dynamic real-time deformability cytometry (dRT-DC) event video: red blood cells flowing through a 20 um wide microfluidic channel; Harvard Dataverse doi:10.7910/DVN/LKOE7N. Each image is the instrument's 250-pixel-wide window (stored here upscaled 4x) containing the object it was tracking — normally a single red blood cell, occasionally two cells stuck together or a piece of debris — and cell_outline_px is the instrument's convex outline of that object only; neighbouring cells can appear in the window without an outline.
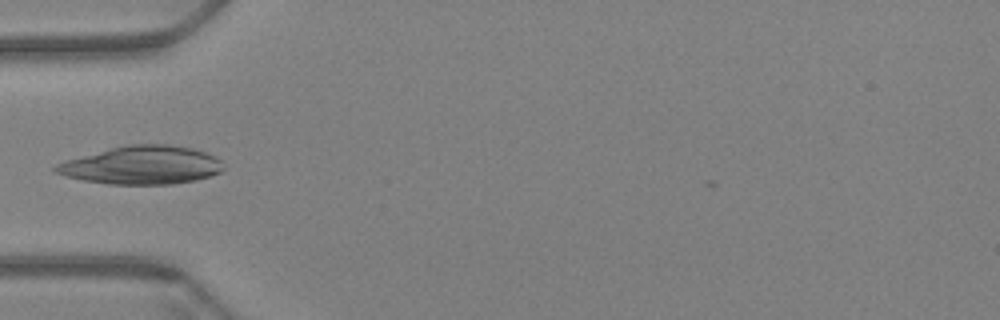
{"species": "Egyptian fruit bat (a non-hibernating species)", "species_latin": "Rousettus aegyptiacus", "temperature_condition": "warm", "stored_images_in_passage": 41, "camera_frame_rate_fps": 3000, "um_per_image_px": 0.085, "animal": {"sex": "female"}, "frame": {"image": 1, "passage_image": 1, "time_ms": 0.0, "image_size_px": [1000, 320], "cell_outline_px": [[224, 168], [220, 172], [212, 176], [196, 180], [172, 184], [108, 184], [84, 180], [64, 176], [56, 172], [52, 168], [56, 164], [68, 160], [112, 148], [128, 144], [168, 144], [192, 148], [204, 152], [220, 160]], "centroid_in_image_um": [12.08, 14.05], "position_along_channel_um": 72.9, "area_um2": 37.05}}
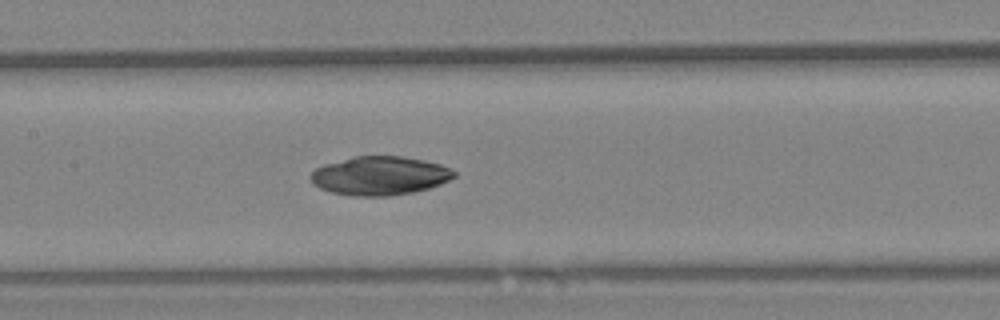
{"frame": {"image": 2, "passage_image": 10, "time_ms": 3.0, "image_size_px": [1000, 320], "cell_outline_px": [[456, 176], [440, 184], [428, 188], [412, 192], [388, 196], [352, 196], [332, 192], [320, 188], [312, 184], [312, 172], [316, 168], [324, 164], [356, 156], [400, 156], [424, 160], [440, 164], [456, 172]], "centroid_in_image_um": [32.28, 14.94], "position_along_channel_um": 175.1, "area_um2": 32.14}}
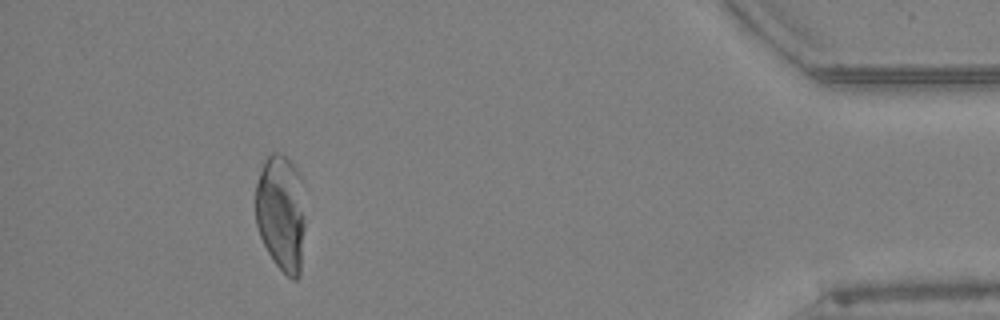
{"frame": {"image": 3, "passage_image": 36, "time_ms": 11.667, "image_size_px": [1000, 320], "cell_outline_px": [[304, 228], [300, 276], [296, 280], [292, 280], [276, 264], [268, 252], [260, 236], [256, 224], [256, 184], [264, 160], [272, 152], [280, 152], [300, 172], [304, 224]], "centroid_in_image_um": [23.89, 18.1], "position_along_channel_um": 411.3, "area_um2": 33.64}}